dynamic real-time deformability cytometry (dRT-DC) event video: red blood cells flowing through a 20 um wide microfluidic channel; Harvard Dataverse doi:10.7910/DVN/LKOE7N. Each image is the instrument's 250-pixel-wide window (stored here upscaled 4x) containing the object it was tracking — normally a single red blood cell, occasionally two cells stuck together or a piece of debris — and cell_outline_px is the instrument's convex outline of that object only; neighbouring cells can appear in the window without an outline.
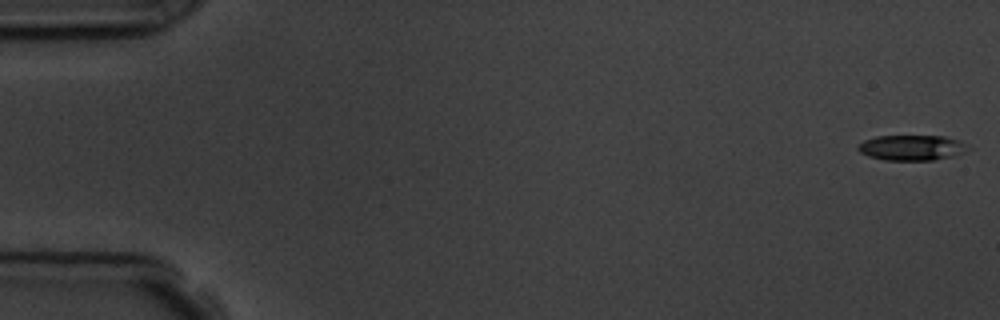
{"species": "common noctule bat (a hibernating species)", "species_latin": "Nyctalus noctula", "temperature_condition": "room temperature", "stored_images_in_passage": 5, "camera_frame_rate_fps": 3000, "um_per_image_px": 0.085, "animal": {"sex": "male", "body_mass_g": 19.5, "forearm_length_mm": 54.6}, "frame": {"image": 1, "passage_image": 1, "time_ms": 0.0, "image_size_px": [1000, 320], "cell_outline_px": [[972, 148], [964, 152], [952, 156], [932, 160], [884, 160], [868, 156], [860, 152], [856, 148], [864, 140], [876, 136], [944, 136], [960, 140]], "centroid_in_image_um": [77.52, 12.55], "position_along_channel_um": 7.5, "area_um2": 16.3}}
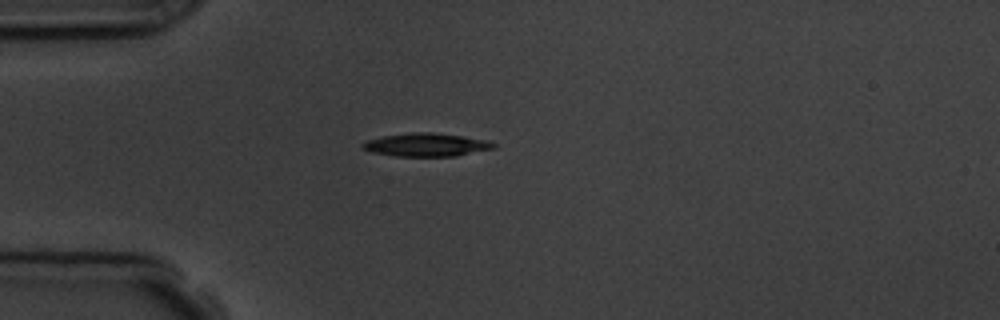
{"frame": {"image": 2, "passage_image": 5, "time_ms": 4.667, "image_size_px": [1000, 320], "cell_outline_px": [[496, 148], [456, 156], [396, 156], [372, 152], [360, 148], [360, 144], [364, 140], [384, 136], [412, 132], [432, 132], [488, 140], [496, 144]], "centroid_in_image_um": [36.2, 12.31], "position_along_channel_um": 48.8, "area_um2": 17.8}}